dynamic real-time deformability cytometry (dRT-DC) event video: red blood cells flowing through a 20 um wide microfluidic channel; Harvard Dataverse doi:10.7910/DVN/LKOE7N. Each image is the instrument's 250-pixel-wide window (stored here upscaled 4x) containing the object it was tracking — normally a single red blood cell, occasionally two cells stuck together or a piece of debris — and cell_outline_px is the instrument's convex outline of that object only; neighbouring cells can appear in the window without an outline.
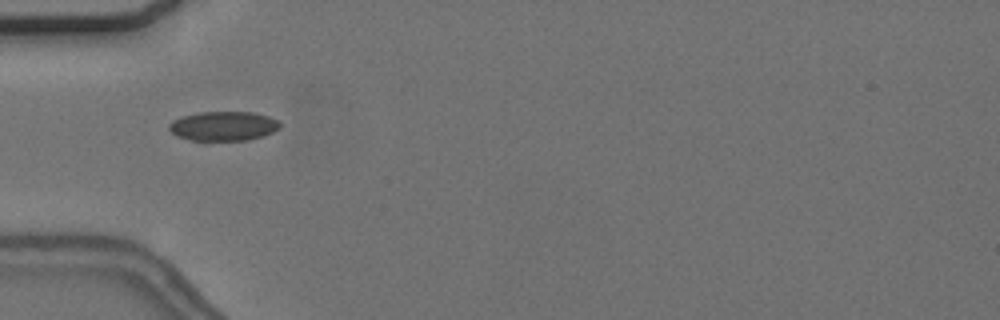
{"species": "common noctule bat (a hibernating species)", "species_latin": "Nyctalus noctula", "temperature_condition": "cold", "stored_images_in_passage": 42, "camera_frame_rate_fps": 3000, "um_per_image_px": 0.085, "animal": {"sex": "female", "body_mass_g": 24.6, "forearm_length_mm": 56.2}, "frame": {"image": 1, "passage_image": 4, "time_ms": 1.0, "image_size_px": [1000, 320], "cell_outline_px": [[280, 128], [264, 136], [248, 140], [192, 140], [176, 136], [168, 128], [168, 124], [172, 120], [180, 116], [196, 112], [252, 112], [268, 116], [276, 120], [280, 124]], "centroid_in_image_um": [18.95, 10.71], "position_along_channel_um": 66.0, "area_um2": 19.07}}
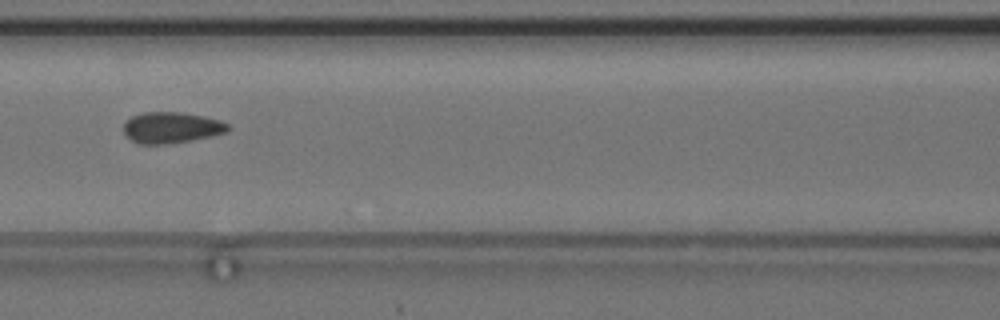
{"frame": {"image": 2, "passage_image": 11, "time_ms": 3.333, "image_size_px": [1000, 320], "cell_outline_px": [[232, 128], [228, 132], [212, 136], [192, 140], [164, 144], [140, 144], [132, 140], [124, 132], [124, 124], [132, 116], [144, 112], [180, 112], [204, 116], [220, 120], [228, 124]], "centroid_in_image_um": [14.62, 10.84], "position_along_channel_um": 152.0, "area_um2": 18.9}}
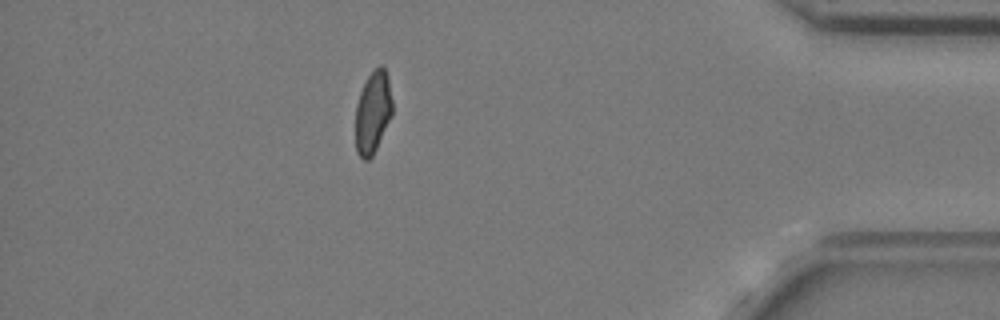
{"frame": {"image": 3, "passage_image": 35, "time_ms": 11.333, "image_size_px": [1000, 320], "cell_outline_px": [[392, 116], [372, 156], [368, 160], [364, 160], [356, 152], [356, 104], [360, 92], [368, 76], [380, 64], [384, 68], [388, 76], [392, 100]], "centroid_in_image_um": [31.7, 9.54], "position_along_channel_um": 403.5, "area_um2": 17.57}, "authors_computed_cell_mechanics": {"area_um2": 18.6116, "velocity_mm_per_s": 3.6836, "shape_relaxation_time_tau1_ms": null, "shape_relaxation_time_tau2_ms": 0.9812, "deformation_change_tau1": null, "deformation_change_tau2": 0.0624}}